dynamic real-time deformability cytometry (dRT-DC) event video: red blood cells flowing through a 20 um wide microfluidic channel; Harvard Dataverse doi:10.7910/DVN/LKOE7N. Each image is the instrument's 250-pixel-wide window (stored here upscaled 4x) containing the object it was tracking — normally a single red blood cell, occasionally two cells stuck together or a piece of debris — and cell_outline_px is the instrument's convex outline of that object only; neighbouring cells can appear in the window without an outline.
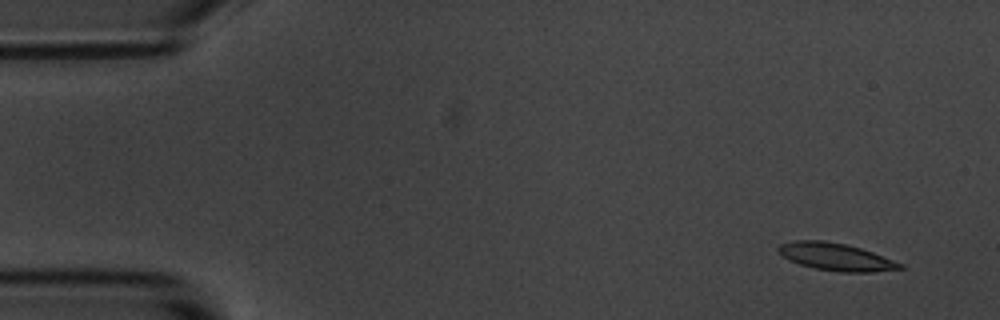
{"species": "common noctule bat (a hibernating species)", "species_latin": "Nyctalus noctula", "temperature_condition": "room temperature", "stored_images_in_passage": 5, "camera_frame_rate_fps": 3000, "um_per_image_px": 0.085, "animal": {"sex": "male", "body_mass_g": 20.1, "forearm_length_mm": 53.5}, "frame": {"image": 1, "passage_image": 1, "time_ms": 0.0, "image_size_px": [1000, 320], "cell_outline_px": [[904, 268], [872, 272], [840, 272], [816, 268], [800, 264], [788, 260], [776, 252], [776, 248], [780, 244], [792, 240], [824, 240], [844, 244], [860, 248], [872, 252], [904, 264]], "centroid_in_image_um": [71.0, 21.82], "position_along_channel_um": 14.0, "area_um2": 19.48}}